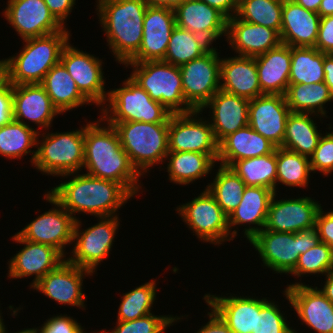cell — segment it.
<instances>
[{"label": "cell", "mask_w": 333, "mask_h": 333, "mask_svg": "<svg viewBox=\"0 0 333 333\" xmlns=\"http://www.w3.org/2000/svg\"><path fill=\"white\" fill-rule=\"evenodd\" d=\"M38 129L12 120L0 127V155L8 159H21L24 155L32 153L30 162L33 164L36 150Z\"/></svg>", "instance_id": "cell-38"}, {"label": "cell", "mask_w": 333, "mask_h": 333, "mask_svg": "<svg viewBox=\"0 0 333 333\" xmlns=\"http://www.w3.org/2000/svg\"><path fill=\"white\" fill-rule=\"evenodd\" d=\"M41 85L61 114L91 103L80 92L61 61L47 72Z\"/></svg>", "instance_id": "cell-33"}, {"label": "cell", "mask_w": 333, "mask_h": 333, "mask_svg": "<svg viewBox=\"0 0 333 333\" xmlns=\"http://www.w3.org/2000/svg\"><path fill=\"white\" fill-rule=\"evenodd\" d=\"M202 112L172 114L168 127L169 152L218 154V143L209 120L198 117ZM198 115V116H197Z\"/></svg>", "instance_id": "cell-14"}, {"label": "cell", "mask_w": 333, "mask_h": 333, "mask_svg": "<svg viewBox=\"0 0 333 333\" xmlns=\"http://www.w3.org/2000/svg\"><path fill=\"white\" fill-rule=\"evenodd\" d=\"M123 86L108 91L109 104L100 112L101 119L107 123L146 122L169 123L173 114L160 102L152 100L131 77L124 80Z\"/></svg>", "instance_id": "cell-6"}, {"label": "cell", "mask_w": 333, "mask_h": 333, "mask_svg": "<svg viewBox=\"0 0 333 333\" xmlns=\"http://www.w3.org/2000/svg\"><path fill=\"white\" fill-rule=\"evenodd\" d=\"M331 270H333V249L320 241L299 256L295 268L289 274L299 278L306 274L326 275Z\"/></svg>", "instance_id": "cell-45"}, {"label": "cell", "mask_w": 333, "mask_h": 333, "mask_svg": "<svg viewBox=\"0 0 333 333\" xmlns=\"http://www.w3.org/2000/svg\"><path fill=\"white\" fill-rule=\"evenodd\" d=\"M156 285L154 279L124 293L118 308L117 321H131L151 313L158 290Z\"/></svg>", "instance_id": "cell-44"}, {"label": "cell", "mask_w": 333, "mask_h": 333, "mask_svg": "<svg viewBox=\"0 0 333 333\" xmlns=\"http://www.w3.org/2000/svg\"><path fill=\"white\" fill-rule=\"evenodd\" d=\"M6 81L5 76V62L4 60H0V86Z\"/></svg>", "instance_id": "cell-61"}, {"label": "cell", "mask_w": 333, "mask_h": 333, "mask_svg": "<svg viewBox=\"0 0 333 333\" xmlns=\"http://www.w3.org/2000/svg\"><path fill=\"white\" fill-rule=\"evenodd\" d=\"M313 115L300 112L289 113L281 148L310 158L323 135L320 130H317V123H314L311 117Z\"/></svg>", "instance_id": "cell-35"}, {"label": "cell", "mask_w": 333, "mask_h": 333, "mask_svg": "<svg viewBox=\"0 0 333 333\" xmlns=\"http://www.w3.org/2000/svg\"><path fill=\"white\" fill-rule=\"evenodd\" d=\"M41 134L43 137L40 141ZM41 134L39 132L37 137L36 155L32 166L41 173L58 177L83 170L84 127L70 132Z\"/></svg>", "instance_id": "cell-9"}, {"label": "cell", "mask_w": 333, "mask_h": 333, "mask_svg": "<svg viewBox=\"0 0 333 333\" xmlns=\"http://www.w3.org/2000/svg\"><path fill=\"white\" fill-rule=\"evenodd\" d=\"M213 182L206 186L223 212L229 216L240 204L245 183L229 167L220 165Z\"/></svg>", "instance_id": "cell-41"}, {"label": "cell", "mask_w": 333, "mask_h": 333, "mask_svg": "<svg viewBox=\"0 0 333 333\" xmlns=\"http://www.w3.org/2000/svg\"><path fill=\"white\" fill-rule=\"evenodd\" d=\"M318 14L320 17L333 15V0H322Z\"/></svg>", "instance_id": "cell-60"}, {"label": "cell", "mask_w": 333, "mask_h": 333, "mask_svg": "<svg viewBox=\"0 0 333 333\" xmlns=\"http://www.w3.org/2000/svg\"><path fill=\"white\" fill-rule=\"evenodd\" d=\"M182 317V318H181ZM172 315H154L149 313L139 319L131 321H117L112 331H100V333H163L174 322L183 319Z\"/></svg>", "instance_id": "cell-46"}, {"label": "cell", "mask_w": 333, "mask_h": 333, "mask_svg": "<svg viewBox=\"0 0 333 333\" xmlns=\"http://www.w3.org/2000/svg\"><path fill=\"white\" fill-rule=\"evenodd\" d=\"M143 1L149 7H160V8H168L174 10L179 4H181L185 0H143Z\"/></svg>", "instance_id": "cell-57"}, {"label": "cell", "mask_w": 333, "mask_h": 333, "mask_svg": "<svg viewBox=\"0 0 333 333\" xmlns=\"http://www.w3.org/2000/svg\"><path fill=\"white\" fill-rule=\"evenodd\" d=\"M96 7L107 46L115 60L125 65L141 46L148 6L143 0H97Z\"/></svg>", "instance_id": "cell-3"}, {"label": "cell", "mask_w": 333, "mask_h": 333, "mask_svg": "<svg viewBox=\"0 0 333 333\" xmlns=\"http://www.w3.org/2000/svg\"><path fill=\"white\" fill-rule=\"evenodd\" d=\"M284 315L274 301L267 300L260 311H256L255 331L252 333H297L289 327Z\"/></svg>", "instance_id": "cell-47"}, {"label": "cell", "mask_w": 333, "mask_h": 333, "mask_svg": "<svg viewBox=\"0 0 333 333\" xmlns=\"http://www.w3.org/2000/svg\"><path fill=\"white\" fill-rule=\"evenodd\" d=\"M99 222L87 229L80 230L81 221L74 226L72 256L67 260L80 267L95 272L99 263L109 255L115 234L119 229L118 216L100 217Z\"/></svg>", "instance_id": "cell-10"}, {"label": "cell", "mask_w": 333, "mask_h": 333, "mask_svg": "<svg viewBox=\"0 0 333 333\" xmlns=\"http://www.w3.org/2000/svg\"><path fill=\"white\" fill-rule=\"evenodd\" d=\"M43 197L55 205L54 208L36 217L17 234L22 239L55 248L66 259L64 249L66 245L74 243L76 219L49 192Z\"/></svg>", "instance_id": "cell-13"}, {"label": "cell", "mask_w": 333, "mask_h": 333, "mask_svg": "<svg viewBox=\"0 0 333 333\" xmlns=\"http://www.w3.org/2000/svg\"><path fill=\"white\" fill-rule=\"evenodd\" d=\"M315 47H291L289 84L324 82V57Z\"/></svg>", "instance_id": "cell-39"}, {"label": "cell", "mask_w": 333, "mask_h": 333, "mask_svg": "<svg viewBox=\"0 0 333 333\" xmlns=\"http://www.w3.org/2000/svg\"><path fill=\"white\" fill-rule=\"evenodd\" d=\"M213 46L203 56L179 67L186 103L200 111L220 90L221 59Z\"/></svg>", "instance_id": "cell-12"}, {"label": "cell", "mask_w": 333, "mask_h": 333, "mask_svg": "<svg viewBox=\"0 0 333 333\" xmlns=\"http://www.w3.org/2000/svg\"><path fill=\"white\" fill-rule=\"evenodd\" d=\"M254 58L262 93L285 95L289 87L291 47L280 43Z\"/></svg>", "instance_id": "cell-31"}, {"label": "cell", "mask_w": 333, "mask_h": 333, "mask_svg": "<svg viewBox=\"0 0 333 333\" xmlns=\"http://www.w3.org/2000/svg\"><path fill=\"white\" fill-rule=\"evenodd\" d=\"M176 211L199 240L214 245L233 241L229 232L228 216L207 189L190 202L179 205Z\"/></svg>", "instance_id": "cell-11"}, {"label": "cell", "mask_w": 333, "mask_h": 333, "mask_svg": "<svg viewBox=\"0 0 333 333\" xmlns=\"http://www.w3.org/2000/svg\"><path fill=\"white\" fill-rule=\"evenodd\" d=\"M212 8L217 9L227 19L233 17L237 13L239 0H199Z\"/></svg>", "instance_id": "cell-55"}, {"label": "cell", "mask_w": 333, "mask_h": 333, "mask_svg": "<svg viewBox=\"0 0 333 333\" xmlns=\"http://www.w3.org/2000/svg\"><path fill=\"white\" fill-rule=\"evenodd\" d=\"M276 194L269 204L265 230L297 233L315 227L321 204L307 196L276 200Z\"/></svg>", "instance_id": "cell-19"}, {"label": "cell", "mask_w": 333, "mask_h": 333, "mask_svg": "<svg viewBox=\"0 0 333 333\" xmlns=\"http://www.w3.org/2000/svg\"><path fill=\"white\" fill-rule=\"evenodd\" d=\"M276 162V186L280 183L293 188L308 186L312 172L309 157L276 147Z\"/></svg>", "instance_id": "cell-42"}, {"label": "cell", "mask_w": 333, "mask_h": 333, "mask_svg": "<svg viewBox=\"0 0 333 333\" xmlns=\"http://www.w3.org/2000/svg\"><path fill=\"white\" fill-rule=\"evenodd\" d=\"M220 89L248 100L263 95L254 57L221 58Z\"/></svg>", "instance_id": "cell-30"}, {"label": "cell", "mask_w": 333, "mask_h": 333, "mask_svg": "<svg viewBox=\"0 0 333 333\" xmlns=\"http://www.w3.org/2000/svg\"><path fill=\"white\" fill-rule=\"evenodd\" d=\"M285 98L290 112L314 114L315 118L320 116V119L327 117L325 104L333 101V95L325 82L289 84Z\"/></svg>", "instance_id": "cell-36"}, {"label": "cell", "mask_w": 333, "mask_h": 333, "mask_svg": "<svg viewBox=\"0 0 333 333\" xmlns=\"http://www.w3.org/2000/svg\"><path fill=\"white\" fill-rule=\"evenodd\" d=\"M75 81L80 92L98 107L104 106L108 97L105 91V78L102 60L72 46L64 47L60 60ZM104 104V105H103Z\"/></svg>", "instance_id": "cell-15"}, {"label": "cell", "mask_w": 333, "mask_h": 333, "mask_svg": "<svg viewBox=\"0 0 333 333\" xmlns=\"http://www.w3.org/2000/svg\"><path fill=\"white\" fill-rule=\"evenodd\" d=\"M3 15L22 40L62 31L43 0L9 1Z\"/></svg>", "instance_id": "cell-17"}, {"label": "cell", "mask_w": 333, "mask_h": 333, "mask_svg": "<svg viewBox=\"0 0 333 333\" xmlns=\"http://www.w3.org/2000/svg\"><path fill=\"white\" fill-rule=\"evenodd\" d=\"M176 26L173 9L147 7L143 20V38L139 51L128 62L164 60Z\"/></svg>", "instance_id": "cell-22"}, {"label": "cell", "mask_w": 333, "mask_h": 333, "mask_svg": "<svg viewBox=\"0 0 333 333\" xmlns=\"http://www.w3.org/2000/svg\"><path fill=\"white\" fill-rule=\"evenodd\" d=\"M93 274V272L80 268L65 259L32 288L58 302V304H67L85 309L86 296L82 290L83 278H85V275L91 276Z\"/></svg>", "instance_id": "cell-18"}, {"label": "cell", "mask_w": 333, "mask_h": 333, "mask_svg": "<svg viewBox=\"0 0 333 333\" xmlns=\"http://www.w3.org/2000/svg\"><path fill=\"white\" fill-rule=\"evenodd\" d=\"M289 113L285 95L263 94L249 101L248 125L281 147Z\"/></svg>", "instance_id": "cell-20"}, {"label": "cell", "mask_w": 333, "mask_h": 333, "mask_svg": "<svg viewBox=\"0 0 333 333\" xmlns=\"http://www.w3.org/2000/svg\"><path fill=\"white\" fill-rule=\"evenodd\" d=\"M326 281L320 291L333 303V270L326 275Z\"/></svg>", "instance_id": "cell-58"}, {"label": "cell", "mask_w": 333, "mask_h": 333, "mask_svg": "<svg viewBox=\"0 0 333 333\" xmlns=\"http://www.w3.org/2000/svg\"><path fill=\"white\" fill-rule=\"evenodd\" d=\"M229 168L251 187H266L277 192L276 149L268 155L233 162Z\"/></svg>", "instance_id": "cell-37"}, {"label": "cell", "mask_w": 333, "mask_h": 333, "mask_svg": "<svg viewBox=\"0 0 333 333\" xmlns=\"http://www.w3.org/2000/svg\"><path fill=\"white\" fill-rule=\"evenodd\" d=\"M284 0H239L236 17L243 21L259 24L281 31Z\"/></svg>", "instance_id": "cell-43"}, {"label": "cell", "mask_w": 333, "mask_h": 333, "mask_svg": "<svg viewBox=\"0 0 333 333\" xmlns=\"http://www.w3.org/2000/svg\"><path fill=\"white\" fill-rule=\"evenodd\" d=\"M276 146L249 125L226 136L218 144L220 165L229 167L233 162L271 154Z\"/></svg>", "instance_id": "cell-32"}, {"label": "cell", "mask_w": 333, "mask_h": 333, "mask_svg": "<svg viewBox=\"0 0 333 333\" xmlns=\"http://www.w3.org/2000/svg\"><path fill=\"white\" fill-rule=\"evenodd\" d=\"M263 265L275 273L289 274L299 256L320 242L316 227L297 233L263 229L250 239Z\"/></svg>", "instance_id": "cell-8"}, {"label": "cell", "mask_w": 333, "mask_h": 333, "mask_svg": "<svg viewBox=\"0 0 333 333\" xmlns=\"http://www.w3.org/2000/svg\"><path fill=\"white\" fill-rule=\"evenodd\" d=\"M249 101L220 89L202 107L200 112L204 108L212 111L209 123L218 144L226 136L248 125Z\"/></svg>", "instance_id": "cell-25"}, {"label": "cell", "mask_w": 333, "mask_h": 333, "mask_svg": "<svg viewBox=\"0 0 333 333\" xmlns=\"http://www.w3.org/2000/svg\"><path fill=\"white\" fill-rule=\"evenodd\" d=\"M210 46L211 44L203 37L176 25L172 31L163 61L180 67L203 56L212 48Z\"/></svg>", "instance_id": "cell-40"}, {"label": "cell", "mask_w": 333, "mask_h": 333, "mask_svg": "<svg viewBox=\"0 0 333 333\" xmlns=\"http://www.w3.org/2000/svg\"><path fill=\"white\" fill-rule=\"evenodd\" d=\"M176 25L203 37L211 45L227 35V18L217 9L199 0H185L175 9Z\"/></svg>", "instance_id": "cell-24"}, {"label": "cell", "mask_w": 333, "mask_h": 333, "mask_svg": "<svg viewBox=\"0 0 333 333\" xmlns=\"http://www.w3.org/2000/svg\"><path fill=\"white\" fill-rule=\"evenodd\" d=\"M0 312H1V310H0ZM1 314L2 313H0V333H8V331L5 328L6 325L4 324L3 319L1 318L2 317Z\"/></svg>", "instance_id": "cell-62"}, {"label": "cell", "mask_w": 333, "mask_h": 333, "mask_svg": "<svg viewBox=\"0 0 333 333\" xmlns=\"http://www.w3.org/2000/svg\"><path fill=\"white\" fill-rule=\"evenodd\" d=\"M218 154L169 152L167 172L170 182L187 185L209 174L217 163Z\"/></svg>", "instance_id": "cell-34"}, {"label": "cell", "mask_w": 333, "mask_h": 333, "mask_svg": "<svg viewBox=\"0 0 333 333\" xmlns=\"http://www.w3.org/2000/svg\"><path fill=\"white\" fill-rule=\"evenodd\" d=\"M315 227L320 241L333 249V210L326 213L321 207L316 215Z\"/></svg>", "instance_id": "cell-51"}, {"label": "cell", "mask_w": 333, "mask_h": 333, "mask_svg": "<svg viewBox=\"0 0 333 333\" xmlns=\"http://www.w3.org/2000/svg\"><path fill=\"white\" fill-rule=\"evenodd\" d=\"M17 333H36L32 328H27L24 330H20Z\"/></svg>", "instance_id": "cell-63"}, {"label": "cell", "mask_w": 333, "mask_h": 333, "mask_svg": "<svg viewBox=\"0 0 333 333\" xmlns=\"http://www.w3.org/2000/svg\"><path fill=\"white\" fill-rule=\"evenodd\" d=\"M12 241L24 247L9 259L7 275L12 279L35 275L31 288L65 260L55 248L22 239L17 233L12 236Z\"/></svg>", "instance_id": "cell-21"}, {"label": "cell", "mask_w": 333, "mask_h": 333, "mask_svg": "<svg viewBox=\"0 0 333 333\" xmlns=\"http://www.w3.org/2000/svg\"><path fill=\"white\" fill-rule=\"evenodd\" d=\"M274 193L273 190L266 187L246 186L244 188L240 204L228 216L229 232L233 240L238 231L231 229L236 225H248L242 231L248 241L265 228L269 204Z\"/></svg>", "instance_id": "cell-26"}, {"label": "cell", "mask_w": 333, "mask_h": 333, "mask_svg": "<svg viewBox=\"0 0 333 333\" xmlns=\"http://www.w3.org/2000/svg\"><path fill=\"white\" fill-rule=\"evenodd\" d=\"M71 175V180L61 182L48 192L76 220V213H86L98 218L118 216L115 212L133 197L121 184L111 180L78 172L62 177L68 178Z\"/></svg>", "instance_id": "cell-2"}, {"label": "cell", "mask_w": 333, "mask_h": 333, "mask_svg": "<svg viewBox=\"0 0 333 333\" xmlns=\"http://www.w3.org/2000/svg\"><path fill=\"white\" fill-rule=\"evenodd\" d=\"M324 135L309 159L312 172L320 171L328 176L333 172V131Z\"/></svg>", "instance_id": "cell-48"}, {"label": "cell", "mask_w": 333, "mask_h": 333, "mask_svg": "<svg viewBox=\"0 0 333 333\" xmlns=\"http://www.w3.org/2000/svg\"><path fill=\"white\" fill-rule=\"evenodd\" d=\"M71 36L65 27L59 32L24 39L20 53L4 59L6 81L12 85L41 84L47 72L60 62Z\"/></svg>", "instance_id": "cell-4"}, {"label": "cell", "mask_w": 333, "mask_h": 333, "mask_svg": "<svg viewBox=\"0 0 333 333\" xmlns=\"http://www.w3.org/2000/svg\"><path fill=\"white\" fill-rule=\"evenodd\" d=\"M324 82L329 87L333 95V54H327L324 57Z\"/></svg>", "instance_id": "cell-56"}, {"label": "cell", "mask_w": 333, "mask_h": 333, "mask_svg": "<svg viewBox=\"0 0 333 333\" xmlns=\"http://www.w3.org/2000/svg\"><path fill=\"white\" fill-rule=\"evenodd\" d=\"M133 69L130 77L152 98L160 102L173 114L194 111L183 93L182 76L178 66L163 60L127 62Z\"/></svg>", "instance_id": "cell-7"}, {"label": "cell", "mask_w": 333, "mask_h": 333, "mask_svg": "<svg viewBox=\"0 0 333 333\" xmlns=\"http://www.w3.org/2000/svg\"><path fill=\"white\" fill-rule=\"evenodd\" d=\"M113 126L132 166L140 175L156 164H163L168 150L169 123L119 122Z\"/></svg>", "instance_id": "cell-5"}, {"label": "cell", "mask_w": 333, "mask_h": 333, "mask_svg": "<svg viewBox=\"0 0 333 333\" xmlns=\"http://www.w3.org/2000/svg\"><path fill=\"white\" fill-rule=\"evenodd\" d=\"M210 310L207 313L209 321L204 326H201L196 333H233L221 317L212 308Z\"/></svg>", "instance_id": "cell-54"}, {"label": "cell", "mask_w": 333, "mask_h": 333, "mask_svg": "<svg viewBox=\"0 0 333 333\" xmlns=\"http://www.w3.org/2000/svg\"><path fill=\"white\" fill-rule=\"evenodd\" d=\"M298 5L304 7L306 10H310L318 13V9L320 7L322 0H293Z\"/></svg>", "instance_id": "cell-59"}, {"label": "cell", "mask_w": 333, "mask_h": 333, "mask_svg": "<svg viewBox=\"0 0 333 333\" xmlns=\"http://www.w3.org/2000/svg\"><path fill=\"white\" fill-rule=\"evenodd\" d=\"M40 328V329H39ZM32 328L36 333H88L73 317L57 315L46 319L41 327Z\"/></svg>", "instance_id": "cell-49"}, {"label": "cell", "mask_w": 333, "mask_h": 333, "mask_svg": "<svg viewBox=\"0 0 333 333\" xmlns=\"http://www.w3.org/2000/svg\"><path fill=\"white\" fill-rule=\"evenodd\" d=\"M101 122L99 118L84 126L83 168L90 176L121 184L134 197L141 187L138 183L141 175L122 148L116 129L105 122L103 126Z\"/></svg>", "instance_id": "cell-1"}, {"label": "cell", "mask_w": 333, "mask_h": 333, "mask_svg": "<svg viewBox=\"0 0 333 333\" xmlns=\"http://www.w3.org/2000/svg\"><path fill=\"white\" fill-rule=\"evenodd\" d=\"M315 48L333 54V15L321 17Z\"/></svg>", "instance_id": "cell-50"}, {"label": "cell", "mask_w": 333, "mask_h": 333, "mask_svg": "<svg viewBox=\"0 0 333 333\" xmlns=\"http://www.w3.org/2000/svg\"><path fill=\"white\" fill-rule=\"evenodd\" d=\"M321 17L293 0L283 1L280 39L290 47H315Z\"/></svg>", "instance_id": "cell-29"}, {"label": "cell", "mask_w": 333, "mask_h": 333, "mask_svg": "<svg viewBox=\"0 0 333 333\" xmlns=\"http://www.w3.org/2000/svg\"><path fill=\"white\" fill-rule=\"evenodd\" d=\"M60 114L41 84L13 85V120L30 126L27 119L48 130Z\"/></svg>", "instance_id": "cell-23"}, {"label": "cell", "mask_w": 333, "mask_h": 333, "mask_svg": "<svg viewBox=\"0 0 333 333\" xmlns=\"http://www.w3.org/2000/svg\"><path fill=\"white\" fill-rule=\"evenodd\" d=\"M49 11L56 18V20L63 26L68 16L72 12L74 5H76V0H43Z\"/></svg>", "instance_id": "cell-53"}, {"label": "cell", "mask_w": 333, "mask_h": 333, "mask_svg": "<svg viewBox=\"0 0 333 333\" xmlns=\"http://www.w3.org/2000/svg\"><path fill=\"white\" fill-rule=\"evenodd\" d=\"M13 120V85L5 81L0 86V127Z\"/></svg>", "instance_id": "cell-52"}, {"label": "cell", "mask_w": 333, "mask_h": 333, "mask_svg": "<svg viewBox=\"0 0 333 333\" xmlns=\"http://www.w3.org/2000/svg\"><path fill=\"white\" fill-rule=\"evenodd\" d=\"M284 295L304 324L316 333H333V303L320 288L295 282Z\"/></svg>", "instance_id": "cell-16"}, {"label": "cell", "mask_w": 333, "mask_h": 333, "mask_svg": "<svg viewBox=\"0 0 333 333\" xmlns=\"http://www.w3.org/2000/svg\"><path fill=\"white\" fill-rule=\"evenodd\" d=\"M208 307L212 308L233 333H252L255 331L256 311H260L267 298L256 299L244 296H203Z\"/></svg>", "instance_id": "cell-28"}, {"label": "cell", "mask_w": 333, "mask_h": 333, "mask_svg": "<svg viewBox=\"0 0 333 333\" xmlns=\"http://www.w3.org/2000/svg\"><path fill=\"white\" fill-rule=\"evenodd\" d=\"M227 42L240 56L256 57L277 47L280 35L273 29L233 16L227 20Z\"/></svg>", "instance_id": "cell-27"}]
</instances>
